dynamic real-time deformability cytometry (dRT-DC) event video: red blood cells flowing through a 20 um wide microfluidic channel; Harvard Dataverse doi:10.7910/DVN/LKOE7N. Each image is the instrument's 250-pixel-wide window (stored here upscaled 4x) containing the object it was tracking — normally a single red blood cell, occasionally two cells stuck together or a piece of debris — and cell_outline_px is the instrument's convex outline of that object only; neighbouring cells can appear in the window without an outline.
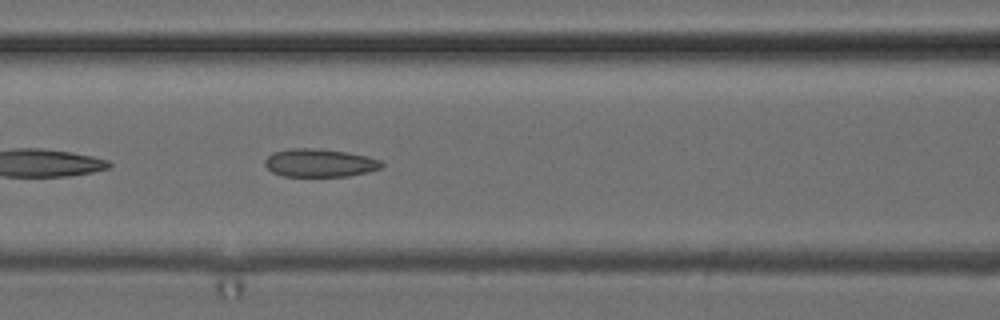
{"species": "common noctule bat (a hibernating species)", "species_latin": "Nyctalus noctula", "temperature_condition": "cold", "stored_images_in_passage": 36, "camera_frame_rate_fps": 3000, "um_per_image_px": 0.085, "animal": {"sex": "female", "body_mass_g": 24.6, "forearm_length_mm": 56.2}, "frame": {"image": 1, "passage_image": 7, "time_ms": 2.0, "image_size_px": [1000, 320], "cell_outline_px": [[384, 164], [380, 168], [368, 172], [348, 176], [284, 176], [272, 172], [264, 164], [264, 160], [272, 152], [288, 148], [320, 148], [348, 152], [368, 156], [380, 160]], "centroid_in_image_um": [27.16, 13.83], "position_along_channel_um": 139.4, "area_um2": 19.31}}
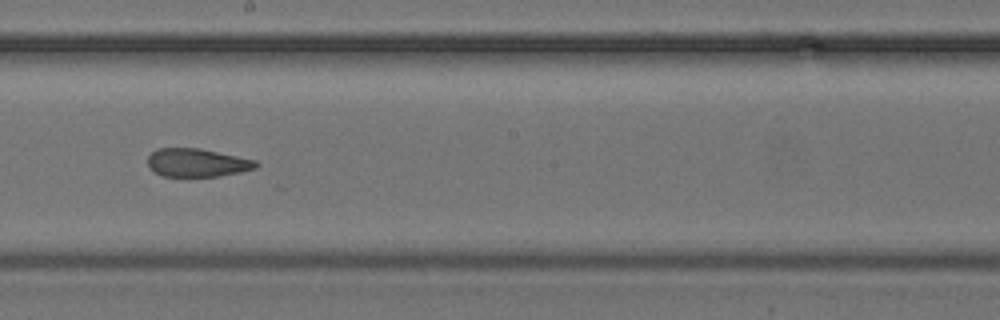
{"frame": {"image": 2, "passage_image": 14, "time_ms": 4.333, "image_size_px": [1000, 320], "cell_outline_px": [[260, 164], [256, 168], [240, 172], [220, 176], [164, 176], [148, 168], [148, 156], [156, 148], [200, 148], [256, 160]], "centroid_in_image_um": [16.76, 13.82], "position_along_channel_um": 231.4, "area_um2": 17.86}}
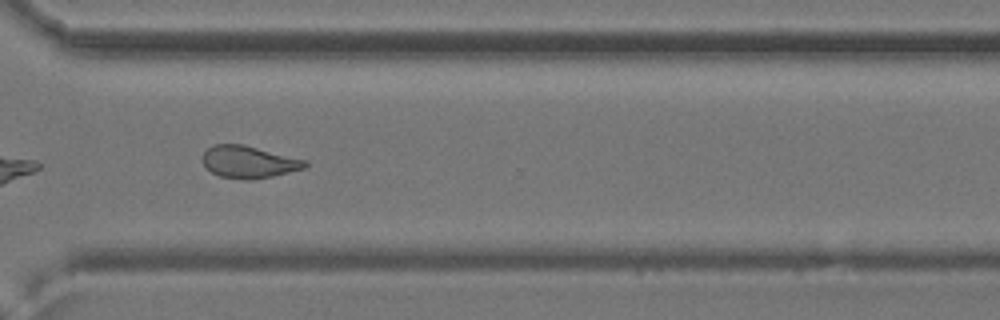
{"frame": {"image": 3, "passage_image": 23, "time_ms": 7.333, "image_size_px": [1000, 320], "cell_outline_px": [[308, 164], [304, 168], [272, 176], [252, 180], [240, 180], [220, 176], [212, 172], [200, 160], [200, 156], [212, 144], [244, 144], [308, 160]], "centroid_in_image_um": [21.13, 13.76], "position_along_channel_um": 349.5, "area_um2": 19.48}, "authors_computed_cell_mechanics": {"area_um2": 19.3341, "velocity_mm_per_s": 3.9493, "shape_relaxation_time_tau1_ms": null, "shape_relaxation_time_tau2_ms": 1.8232, "deformation_change_tau1": null, "deformation_change_tau2": 0.0747}}